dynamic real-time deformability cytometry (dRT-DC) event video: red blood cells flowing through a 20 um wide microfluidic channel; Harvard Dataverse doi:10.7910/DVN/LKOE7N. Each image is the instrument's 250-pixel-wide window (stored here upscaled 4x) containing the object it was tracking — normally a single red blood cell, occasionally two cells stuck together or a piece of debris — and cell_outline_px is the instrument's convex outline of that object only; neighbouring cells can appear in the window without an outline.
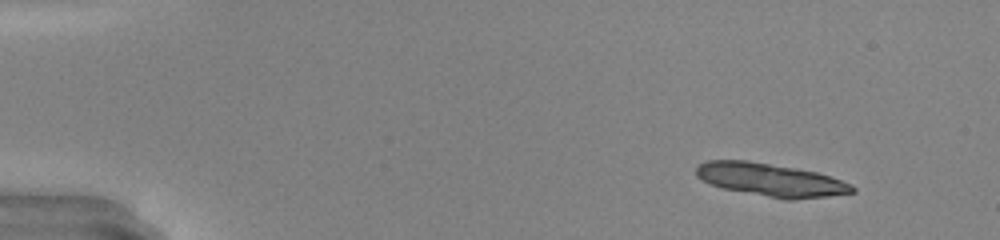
{"species": "common noctule bat (a hibernating species)", "species_latin": "Nyctalus noctula", "temperature_condition": "warm", "stored_images_in_passage": 45, "camera_frame_rate_fps": 3000, "um_per_image_px": 0.085, "animal": {"sex": "male", "body_mass_g": 20.0, "forearm_length_mm": 53.3}, "frame": {"image": 1, "passage_image": 1, "time_ms": 0.0, "image_size_px": [1000, 240], "cell_outline_px": [[856, 192], [828, 196], [792, 200], [788, 200], [724, 188], [712, 184], [696, 176], [696, 164], [708, 160], [748, 160], [816, 172], [852, 184], [856, 188]], "centroid_in_image_um": [65.51, 15.28], "position_along_channel_um": 19.5, "area_um2": 29.65}}
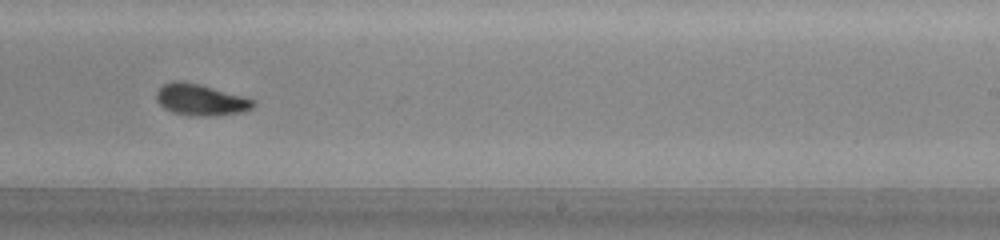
{"frame": {"image": 2, "passage_image": 28, "time_ms": 9.0, "image_size_px": [1000, 240], "cell_outline_px": [[256, 104], [252, 108], [240, 112], [212, 116], [188, 116], [172, 112], [164, 108], [156, 100], [156, 92], [164, 84], [176, 80], [180, 80], [200, 84], [244, 96], [256, 100]], "centroid_in_image_um": [17.06, 8.48], "position_along_channel_um": 271.9, "area_um2": 17.86}}
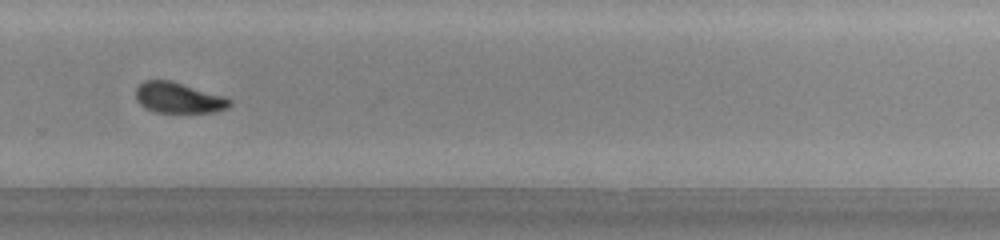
{"frame": {"image": 3, "passage_image": 31, "time_ms": 10.0, "image_size_px": [1000, 240], "cell_outline_px": [[232, 104], [228, 108], [212, 112], [156, 112], [140, 104], [136, 100], [136, 88], [144, 80], [168, 80], [224, 96], [232, 100]], "centroid_in_image_um": [15.18, 8.31], "position_along_channel_um": 314.6, "area_um2": 16.53}, "authors_computed_cell_mechanics": {"area_um2": 17.6868, "velocity_mm_per_s": 4.2615, "shape_relaxation_time_tau1_ms": 2.7942, "shape_relaxation_time_tau2_ms": 1.1475, "deformation_change_tau1": 0.1416, "deformation_change_tau2": 0.0469}}